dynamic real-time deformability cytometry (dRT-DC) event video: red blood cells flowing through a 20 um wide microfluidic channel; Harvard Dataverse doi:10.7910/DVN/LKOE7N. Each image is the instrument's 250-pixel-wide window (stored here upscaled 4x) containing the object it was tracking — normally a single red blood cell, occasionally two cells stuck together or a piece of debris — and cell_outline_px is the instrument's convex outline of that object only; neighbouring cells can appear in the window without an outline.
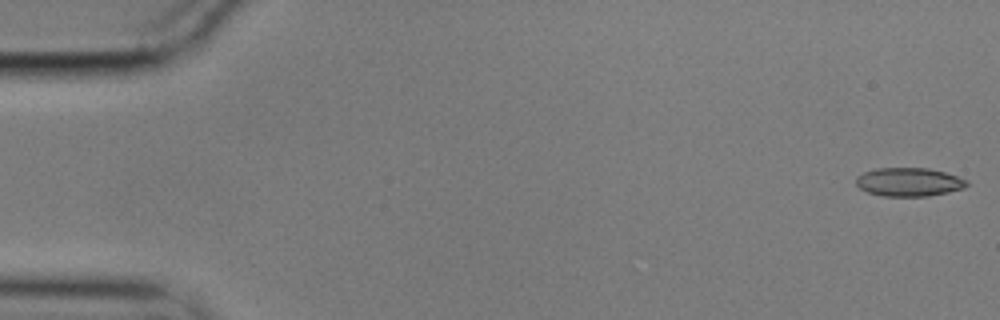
{"species": "common noctule bat (a hibernating species)", "species_latin": "Nyctalus noctula", "temperature_condition": "cold", "stored_images_in_passage": 12, "camera_frame_rate_fps": 3000, "um_per_image_px": 0.085, "animal": {"sex": "male", "body_mass_g": 17.9}, "frame": {"image": 1, "passage_image": 1, "time_ms": 0.0, "image_size_px": [1000, 320], "cell_outline_px": [[968, 184], [964, 188], [948, 192], [928, 196], [880, 196], [868, 192], [860, 188], [856, 184], [856, 176], [864, 172], [876, 168], [928, 168], [944, 172], [968, 180]], "centroid_in_image_um": [77.24, 15.47], "position_along_channel_um": 7.8, "area_um2": 18.44}}